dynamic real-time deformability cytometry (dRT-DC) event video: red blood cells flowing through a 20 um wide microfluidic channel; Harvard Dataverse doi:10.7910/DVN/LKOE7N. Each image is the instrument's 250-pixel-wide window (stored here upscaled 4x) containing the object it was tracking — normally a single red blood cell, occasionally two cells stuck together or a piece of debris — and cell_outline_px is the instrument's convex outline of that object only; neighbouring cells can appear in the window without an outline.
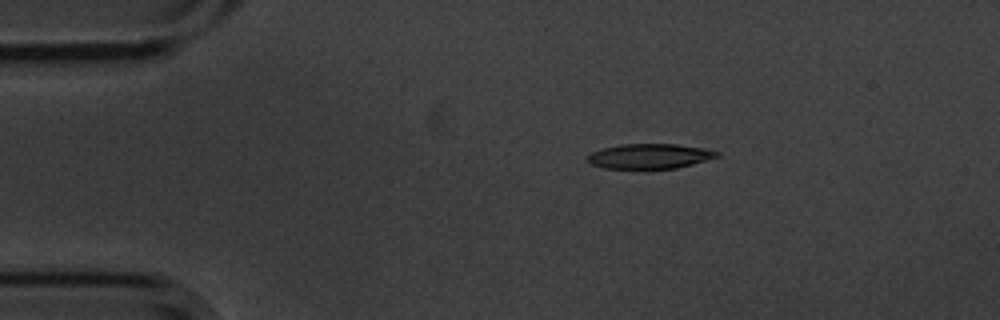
{"species": "common noctule bat (a hibernating species)", "species_latin": "Nyctalus noctula", "temperature_condition": "cold", "stored_images_in_passage": 4, "camera_frame_rate_fps": 3000, "um_per_image_px": 0.085, "animal": {"sex": "male", "body_mass_g": 20.1, "forearm_length_mm": 53.5}, "frame": {"image": 1, "passage_image": 1, "time_ms": 0.0, "image_size_px": [1000, 320], "cell_outline_px": [[720, 156], [692, 164], [676, 168], [604, 168], [592, 164], [588, 160], [588, 156], [592, 152], [604, 148], [620, 144], [676, 144], [704, 148], [720, 152]], "centroid_in_image_um": [55.25, 13.27], "position_along_channel_um": 29.7, "area_um2": 18.55}}
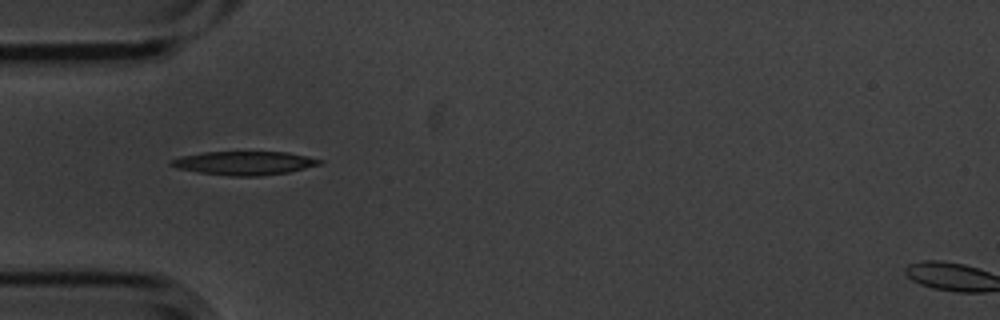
{"frame": {"image": 2, "passage_image": 3, "time_ms": 0.667, "image_size_px": [1000, 320], "cell_outline_px": [[324, 164], [288, 172], [260, 176], [232, 176], [200, 172], [176, 168], [168, 164], [172, 160], [180, 156], [204, 152], [288, 152], [324, 160]], "centroid_in_image_um": [20.8, 13.86], "position_along_channel_um": 64.2, "area_um2": 20.46}}
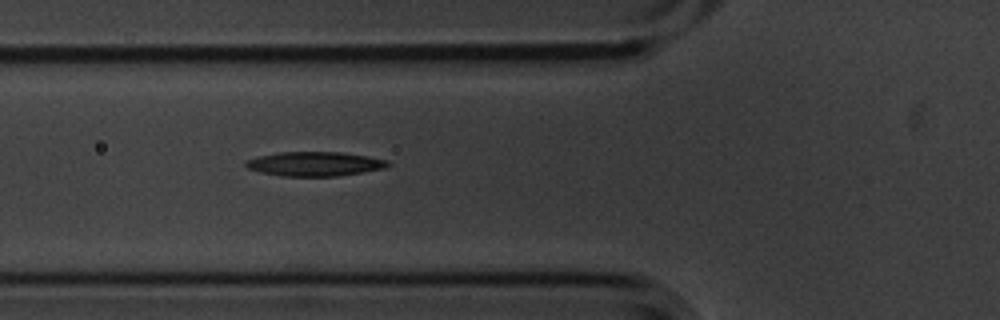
{"frame": {"image": 3, "passage_image": 4, "time_ms": 1.0, "image_size_px": [1000, 320], "cell_outline_px": [[392, 164], [384, 168], [336, 176], [280, 176], [260, 172], [248, 168], [244, 164], [244, 160], [260, 156], [280, 152], [340, 152], [368, 156], [388, 160]], "centroid_in_image_um": [26.73, 13.93], "position_along_channel_um": 99.1, "area_um2": 20.06}}